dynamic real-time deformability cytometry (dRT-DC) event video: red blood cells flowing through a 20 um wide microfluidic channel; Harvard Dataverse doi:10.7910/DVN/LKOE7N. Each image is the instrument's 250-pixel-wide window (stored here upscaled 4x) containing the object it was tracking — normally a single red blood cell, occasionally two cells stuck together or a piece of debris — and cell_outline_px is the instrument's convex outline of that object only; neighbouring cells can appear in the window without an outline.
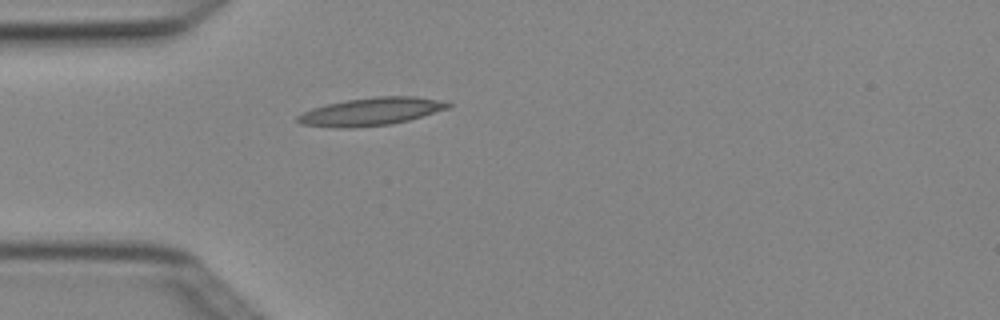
{"species": "Egyptian fruit bat (a non-hibernating species)", "species_latin": "Rousettus aegyptiacus", "temperature_condition": "cold", "stored_images_in_passage": 3, "camera_frame_rate_fps": 3000, "um_per_image_px": 0.085, "animal": {"sex": "female"}, "frame": {"image": 1, "passage_image": 3, "time_ms": 0.667, "image_size_px": [1000, 320], "cell_outline_px": [[452, 104], [448, 108], [408, 120], [388, 124], [352, 128], [340, 128], [300, 124], [296, 120], [296, 116], [312, 108], [344, 100], [376, 96], [416, 96], [448, 100]], "centroid_in_image_um": [31.56, 9.47], "position_along_channel_um": 53.4, "area_um2": 24.45}}